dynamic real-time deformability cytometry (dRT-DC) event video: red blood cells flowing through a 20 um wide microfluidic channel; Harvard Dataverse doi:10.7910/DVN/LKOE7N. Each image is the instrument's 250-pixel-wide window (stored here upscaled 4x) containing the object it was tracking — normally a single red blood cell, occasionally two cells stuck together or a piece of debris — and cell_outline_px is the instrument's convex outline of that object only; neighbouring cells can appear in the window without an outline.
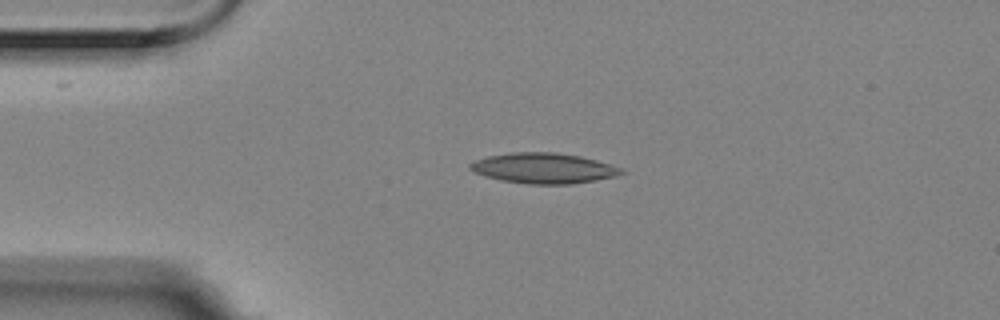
{"species": "Egyptian fruit bat (a non-hibernating species)", "species_latin": "Rousettus aegyptiacus", "temperature_condition": "room temperature", "stored_images_in_passage": 1, "camera_frame_rate_fps": 3000, "um_per_image_px": 0.085, "animal": {"sex": "female"}, "frame": {"image": 1, "passage_image": 1, "time_ms": 0.0, "image_size_px": [1000, 320], "cell_outline_px": [[624, 172], [616, 176], [596, 180], [572, 184], [528, 184], [500, 180], [476, 172], [468, 168], [468, 164], [476, 160], [488, 156], [512, 152], [552, 152], [580, 156], [596, 160], [624, 168]], "centroid_in_image_um": [46.23, 14.3], "position_along_channel_um": 38.8, "area_um2": 26.7}}